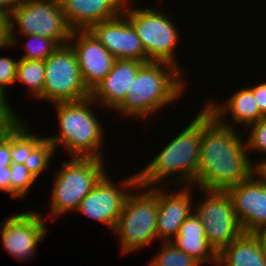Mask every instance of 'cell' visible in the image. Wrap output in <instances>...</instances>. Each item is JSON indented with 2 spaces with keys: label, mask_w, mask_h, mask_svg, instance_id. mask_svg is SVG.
Listing matches in <instances>:
<instances>
[{
  "label": "cell",
  "mask_w": 266,
  "mask_h": 266,
  "mask_svg": "<svg viewBox=\"0 0 266 266\" xmlns=\"http://www.w3.org/2000/svg\"><path fill=\"white\" fill-rule=\"evenodd\" d=\"M134 190L141 191L127 196L114 229L121 242L122 255L138 251L157 239L158 186L148 190L138 184Z\"/></svg>",
  "instance_id": "5b68a950"
},
{
  "label": "cell",
  "mask_w": 266,
  "mask_h": 266,
  "mask_svg": "<svg viewBox=\"0 0 266 266\" xmlns=\"http://www.w3.org/2000/svg\"><path fill=\"white\" fill-rule=\"evenodd\" d=\"M22 82L28 88V95L43 100L45 65L42 60L19 59L16 82Z\"/></svg>",
  "instance_id": "603a6c76"
},
{
  "label": "cell",
  "mask_w": 266,
  "mask_h": 266,
  "mask_svg": "<svg viewBox=\"0 0 266 266\" xmlns=\"http://www.w3.org/2000/svg\"><path fill=\"white\" fill-rule=\"evenodd\" d=\"M60 3L72 30H89L96 23L118 17L126 5L123 0H60Z\"/></svg>",
  "instance_id": "e0dca14e"
},
{
  "label": "cell",
  "mask_w": 266,
  "mask_h": 266,
  "mask_svg": "<svg viewBox=\"0 0 266 266\" xmlns=\"http://www.w3.org/2000/svg\"><path fill=\"white\" fill-rule=\"evenodd\" d=\"M11 47L8 42V18L0 13V49Z\"/></svg>",
  "instance_id": "e575fe53"
},
{
  "label": "cell",
  "mask_w": 266,
  "mask_h": 266,
  "mask_svg": "<svg viewBox=\"0 0 266 266\" xmlns=\"http://www.w3.org/2000/svg\"><path fill=\"white\" fill-rule=\"evenodd\" d=\"M160 188V189H159ZM190 185L172 192L158 187L157 238L170 242L182 223L194 212ZM173 237V238H172Z\"/></svg>",
  "instance_id": "2e32d148"
},
{
  "label": "cell",
  "mask_w": 266,
  "mask_h": 266,
  "mask_svg": "<svg viewBox=\"0 0 266 266\" xmlns=\"http://www.w3.org/2000/svg\"><path fill=\"white\" fill-rule=\"evenodd\" d=\"M19 60L10 57H0V89L6 93V86L13 85L17 78Z\"/></svg>",
  "instance_id": "f1b7e54d"
},
{
  "label": "cell",
  "mask_w": 266,
  "mask_h": 266,
  "mask_svg": "<svg viewBox=\"0 0 266 266\" xmlns=\"http://www.w3.org/2000/svg\"><path fill=\"white\" fill-rule=\"evenodd\" d=\"M205 106L216 119H226V116L229 114L236 125L240 123L246 127L266 117L260 111L253 92L249 87L236 91L230 98H227L225 103L218 104L210 100Z\"/></svg>",
  "instance_id": "ffe728a7"
},
{
  "label": "cell",
  "mask_w": 266,
  "mask_h": 266,
  "mask_svg": "<svg viewBox=\"0 0 266 266\" xmlns=\"http://www.w3.org/2000/svg\"><path fill=\"white\" fill-rule=\"evenodd\" d=\"M248 138L245 140L248 152L256 151L266 153V117L260 119L257 123L248 126Z\"/></svg>",
  "instance_id": "83f0119b"
},
{
  "label": "cell",
  "mask_w": 266,
  "mask_h": 266,
  "mask_svg": "<svg viewBox=\"0 0 266 266\" xmlns=\"http://www.w3.org/2000/svg\"><path fill=\"white\" fill-rule=\"evenodd\" d=\"M260 111L266 116V81L249 87Z\"/></svg>",
  "instance_id": "1f68e13d"
},
{
  "label": "cell",
  "mask_w": 266,
  "mask_h": 266,
  "mask_svg": "<svg viewBox=\"0 0 266 266\" xmlns=\"http://www.w3.org/2000/svg\"><path fill=\"white\" fill-rule=\"evenodd\" d=\"M31 133L29 126L21 119L10 124V156L13 163L24 164L31 151L44 139Z\"/></svg>",
  "instance_id": "7402d4cb"
},
{
  "label": "cell",
  "mask_w": 266,
  "mask_h": 266,
  "mask_svg": "<svg viewBox=\"0 0 266 266\" xmlns=\"http://www.w3.org/2000/svg\"><path fill=\"white\" fill-rule=\"evenodd\" d=\"M170 242L200 264L213 262L217 266L218 253L209 244L204 227L194 212L182 223L178 234Z\"/></svg>",
  "instance_id": "d6986e66"
},
{
  "label": "cell",
  "mask_w": 266,
  "mask_h": 266,
  "mask_svg": "<svg viewBox=\"0 0 266 266\" xmlns=\"http://www.w3.org/2000/svg\"><path fill=\"white\" fill-rule=\"evenodd\" d=\"M182 71L166 62L145 63L137 72L123 102L115 112L125 116L144 118L171 105L184 92Z\"/></svg>",
  "instance_id": "7a4b0ae2"
},
{
  "label": "cell",
  "mask_w": 266,
  "mask_h": 266,
  "mask_svg": "<svg viewBox=\"0 0 266 266\" xmlns=\"http://www.w3.org/2000/svg\"><path fill=\"white\" fill-rule=\"evenodd\" d=\"M130 7V8H129ZM123 14L129 19L148 56V62H166L177 66L174 57L179 33L174 23L165 12L153 8H135L128 3ZM180 66V67H179Z\"/></svg>",
  "instance_id": "ba28073f"
},
{
  "label": "cell",
  "mask_w": 266,
  "mask_h": 266,
  "mask_svg": "<svg viewBox=\"0 0 266 266\" xmlns=\"http://www.w3.org/2000/svg\"><path fill=\"white\" fill-rule=\"evenodd\" d=\"M21 36L28 38V42L25 45L23 44V47L26 48V54L20 59L45 61L59 47L51 38L37 34Z\"/></svg>",
  "instance_id": "484cf974"
},
{
  "label": "cell",
  "mask_w": 266,
  "mask_h": 266,
  "mask_svg": "<svg viewBox=\"0 0 266 266\" xmlns=\"http://www.w3.org/2000/svg\"><path fill=\"white\" fill-rule=\"evenodd\" d=\"M201 193L206 198L193 210L204 227L209 244L219 253L244 232L227 191L201 189Z\"/></svg>",
  "instance_id": "30bf717a"
},
{
  "label": "cell",
  "mask_w": 266,
  "mask_h": 266,
  "mask_svg": "<svg viewBox=\"0 0 266 266\" xmlns=\"http://www.w3.org/2000/svg\"><path fill=\"white\" fill-rule=\"evenodd\" d=\"M159 252L148 266H200L193 257L177 249L171 242H162Z\"/></svg>",
  "instance_id": "cb8c5ba5"
},
{
  "label": "cell",
  "mask_w": 266,
  "mask_h": 266,
  "mask_svg": "<svg viewBox=\"0 0 266 266\" xmlns=\"http://www.w3.org/2000/svg\"><path fill=\"white\" fill-rule=\"evenodd\" d=\"M54 145L45 137L29 154L24 165L36 177H40L50 163L52 155L55 154Z\"/></svg>",
  "instance_id": "d4e9b609"
},
{
  "label": "cell",
  "mask_w": 266,
  "mask_h": 266,
  "mask_svg": "<svg viewBox=\"0 0 266 266\" xmlns=\"http://www.w3.org/2000/svg\"><path fill=\"white\" fill-rule=\"evenodd\" d=\"M68 44L76 55L82 80L92 92L110 73L116 58L90 30H73Z\"/></svg>",
  "instance_id": "4fadbf2b"
},
{
  "label": "cell",
  "mask_w": 266,
  "mask_h": 266,
  "mask_svg": "<svg viewBox=\"0 0 266 266\" xmlns=\"http://www.w3.org/2000/svg\"><path fill=\"white\" fill-rule=\"evenodd\" d=\"M9 124L0 116V134Z\"/></svg>",
  "instance_id": "f35d334b"
},
{
  "label": "cell",
  "mask_w": 266,
  "mask_h": 266,
  "mask_svg": "<svg viewBox=\"0 0 266 266\" xmlns=\"http://www.w3.org/2000/svg\"><path fill=\"white\" fill-rule=\"evenodd\" d=\"M227 119H216L206 106L202 109L200 160L193 183L200 189L226 191L252 175L246 143Z\"/></svg>",
  "instance_id": "6da1fadb"
},
{
  "label": "cell",
  "mask_w": 266,
  "mask_h": 266,
  "mask_svg": "<svg viewBox=\"0 0 266 266\" xmlns=\"http://www.w3.org/2000/svg\"><path fill=\"white\" fill-rule=\"evenodd\" d=\"M0 13L6 17V0H0Z\"/></svg>",
  "instance_id": "74e56055"
},
{
  "label": "cell",
  "mask_w": 266,
  "mask_h": 266,
  "mask_svg": "<svg viewBox=\"0 0 266 266\" xmlns=\"http://www.w3.org/2000/svg\"><path fill=\"white\" fill-rule=\"evenodd\" d=\"M43 100L76 102L89 98L76 55L69 44L59 46L45 61Z\"/></svg>",
  "instance_id": "9c48e42d"
},
{
  "label": "cell",
  "mask_w": 266,
  "mask_h": 266,
  "mask_svg": "<svg viewBox=\"0 0 266 266\" xmlns=\"http://www.w3.org/2000/svg\"><path fill=\"white\" fill-rule=\"evenodd\" d=\"M16 31L21 35L37 34L51 38L61 46L68 44L73 30L65 19L60 0H25L8 18V42L11 46L18 43Z\"/></svg>",
  "instance_id": "52a82bcc"
},
{
  "label": "cell",
  "mask_w": 266,
  "mask_h": 266,
  "mask_svg": "<svg viewBox=\"0 0 266 266\" xmlns=\"http://www.w3.org/2000/svg\"><path fill=\"white\" fill-rule=\"evenodd\" d=\"M226 191L244 233H255L266 226V185L251 175Z\"/></svg>",
  "instance_id": "9a60e30c"
},
{
  "label": "cell",
  "mask_w": 266,
  "mask_h": 266,
  "mask_svg": "<svg viewBox=\"0 0 266 266\" xmlns=\"http://www.w3.org/2000/svg\"><path fill=\"white\" fill-rule=\"evenodd\" d=\"M217 266H266V252L254 233H243L218 253Z\"/></svg>",
  "instance_id": "44dd1931"
},
{
  "label": "cell",
  "mask_w": 266,
  "mask_h": 266,
  "mask_svg": "<svg viewBox=\"0 0 266 266\" xmlns=\"http://www.w3.org/2000/svg\"><path fill=\"white\" fill-rule=\"evenodd\" d=\"M11 197L23 198L28 194L37 178L28 170L24 164H10Z\"/></svg>",
  "instance_id": "4316f807"
},
{
  "label": "cell",
  "mask_w": 266,
  "mask_h": 266,
  "mask_svg": "<svg viewBox=\"0 0 266 266\" xmlns=\"http://www.w3.org/2000/svg\"><path fill=\"white\" fill-rule=\"evenodd\" d=\"M54 104L58 112L60 132L46 138L55 150L61 144L69 150L72 157L102 158L99 150L104 139V129L90 108L96 102L89 97L81 101Z\"/></svg>",
  "instance_id": "277c9868"
},
{
  "label": "cell",
  "mask_w": 266,
  "mask_h": 266,
  "mask_svg": "<svg viewBox=\"0 0 266 266\" xmlns=\"http://www.w3.org/2000/svg\"><path fill=\"white\" fill-rule=\"evenodd\" d=\"M42 217L39 212L28 210L6 217L1 222L2 244L10 255L19 261L30 259L34 255L37 245L45 239L48 233L45 223L47 219Z\"/></svg>",
  "instance_id": "7c38bea8"
},
{
  "label": "cell",
  "mask_w": 266,
  "mask_h": 266,
  "mask_svg": "<svg viewBox=\"0 0 266 266\" xmlns=\"http://www.w3.org/2000/svg\"><path fill=\"white\" fill-rule=\"evenodd\" d=\"M103 158L72 157L62 163L53 181L50 216L77 211L82 199L106 174Z\"/></svg>",
  "instance_id": "8992f818"
},
{
  "label": "cell",
  "mask_w": 266,
  "mask_h": 266,
  "mask_svg": "<svg viewBox=\"0 0 266 266\" xmlns=\"http://www.w3.org/2000/svg\"><path fill=\"white\" fill-rule=\"evenodd\" d=\"M89 30L116 59L148 63L141 41L124 14L96 23Z\"/></svg>",
  "instance_id": "5bb4252c"
},
{
  "label": "cell",
  "mask_w": 266,
  "mask_h": 266,
  "mask_svg": "<svg viewBox=\"0 0 266 266\" xmlns=\"http://www.w3.org/2000/svg\"><path fill=\"white\" fill-rule=\"evenodd\" d=\"M25 0H6V17L9 18L13 11Z\"/></svg>",
  "instance_id": "d590c367"
},
{
  "label": "cell",
  "mask_w": 266,
  "mask_h": 266,
  "mask_svg": "<svg viewBox=\"0 0 266 266\" xmlns=\"http://www.w3.org/2000/svg\"><path fill=\"white\" fill-rule=\"evenodd\" d=\"M201 138L202 110L143 170L137 172L138 184L146 188L159 183L162 186V181L167 183L168 177L176 173L172 183L193 184L198 173Z\"/></svg>",
  "instance_id": "3957f363"
},
{
  "label": "cell",
  "mask_w": 266,
  "mask_h": 266,
  "mask_svg": "<svg viewBox=\"0 0 266 266\" xmlns=\"http://www.w3.org/2000/svg\"><path fill=\"white\" fill-rule=\"evenodd\" d=\"M10 166L0 167V190L10 193L11 197V178Z\"/></svg>",
  "instance_id": "d6a6232c"
},
{
  "label": "cell",
  "mask_w": 266,
  "mask_h": 266,
  "mask_svg": "<svg viewBox=\"0 0 266 266\" xmlns=\"http://www.w3.org/2000/svg\"><path fill=\"white\" fill-rule=\"evenodd\" d=\"M10 124L0 134V167L10 166Z\"/></svg>",
  "instance_id": "f546056e"
},
{
  "label": "cell",
  "mask_w": 266,
  "mask_h": 266,
  "mask_svg": "<svg viewBox=\"0 0 266 266\" xmlns=\"http://www.w3.org/2000/svg\"><path fill=\"white\" fill-rule=\"evenodd\" d=\"M255 163L252 165V175L263 185H266V159L255 161Z\"/></svg>",
  "instance_id": "836d02e7"
},
{
  "label": "cell",
  "mask_w": 266,
  "mask_h": 266,
  "mask_svg": "<svg viewBox=\"0 0 266 266\" xmlns=\"http://www.w3.org/2000/svg\"><path fill=\"white\" fill-rule=\"evenodd\" d=\"M254 235L259 239L261 246L263 247L264 251L266 252V226L258 229Z\"/></svg>",
  "instance_id": "8d00e7d4"
},
{
  "label": "cell",
  "mask_w": 266,
  "mask_h": 266,
  "mask_svg": "<svg viewBox=\"0 0 266 266\" xmlns=\"http://www.w3.org/2000/svg\"><path fill=\"white\" fill-rule=\"evenodd\" d=\"M145 62L116 59L110 73L94 88L90 97L110 110H115L124 100L138 70Z\"/></svg>",
  "instance_id": "ac0fdd59"
},
{
  "label": "cell",
  "mask_w": 266,
  "mask_h": 266,
  "mask_svg": "<svg viewBox=\"0 0 266 266\" xmlns=\"http://www.w3.org/2000/svg\"><path fill=\"white\" fill-rule=\"evenodd\" d=\"M123 1H124L126 4H127V2H128V4H129V1H130V0H123Z\"/></svg>",
  "instance_id": "ab89813d"
},
{
  "label": "cell",
  "mask_w": 266,
  "mask_h": 266,
  "mask_svg": "<svg viewBox=\"0 0 266 266\" xmlns=\"http://www.w3.org/2000/svg\"><path fill=\"white\" fill-rule=\"evenodd\" d=\"M6 94L0 89V116L8 123H14L20 118L6 100Z\"/></svg>",
  "instance_id": "4dcf8cb0"
},
{
  "label": "cell",
  "mask_w": 266,
  "mask_h": 266,
  "mask_svg": "<svg viewBox=\"0 0 266 266\" xmlns=\"http://www.w3.org/2000/svg\"><path fill=\"white\" fill-rule=\"evenodd\" d=\"M119 184L120 186H116L115 182L105 174L82 199L76 212L106 224L114 232L125 200L131 192L130 189L133 190L138 185V176L137 174L129 176L128 179L119 181Z\"/></svg>",
  "instance_id": "8fae6325"
}]
</instances>
